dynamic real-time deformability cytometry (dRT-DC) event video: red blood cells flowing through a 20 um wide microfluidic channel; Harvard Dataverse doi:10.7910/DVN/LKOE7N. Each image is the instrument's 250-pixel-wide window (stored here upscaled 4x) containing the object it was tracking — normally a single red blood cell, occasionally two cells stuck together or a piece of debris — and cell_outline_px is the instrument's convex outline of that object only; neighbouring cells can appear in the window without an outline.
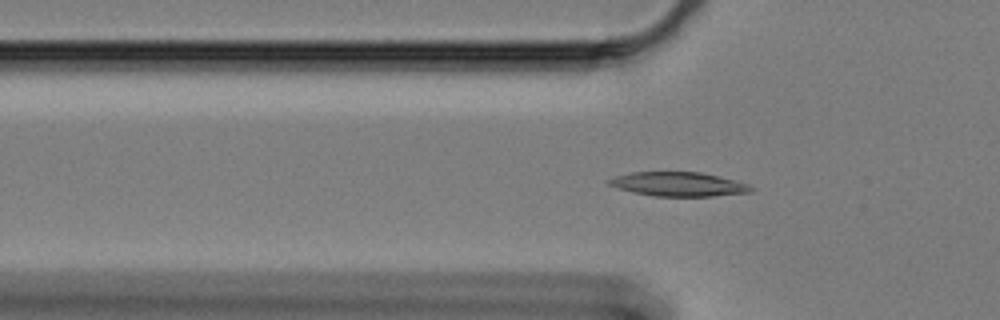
{"species": "Egyptian fruit bat (a non-hibernating species)", "species_latin": "Rousettus aegyptiacus", "temperature_condition": "cold", "stored_images_in_passage": 50, "camera_frame_rate_fps": 3000, "um_per_image_px": 0.085, "animal": {"sex": "female"}, "frame": {"image": 1, "passage_image": 11, "time_ms": 3.333, "image_size_px": [1000, 320], "cell_outline_px": [[756, 188], [752, 192], [712, 196], [652, 196], [632, 192], [616, 188], [608, 184], [604, 180], [616, 176], [632, 172], [700, 172], [748, 184]], "centroid_in_image_um": [57.62, 15.66], "position_along_channel_um": 68.2, "area_um2": 20.0}}
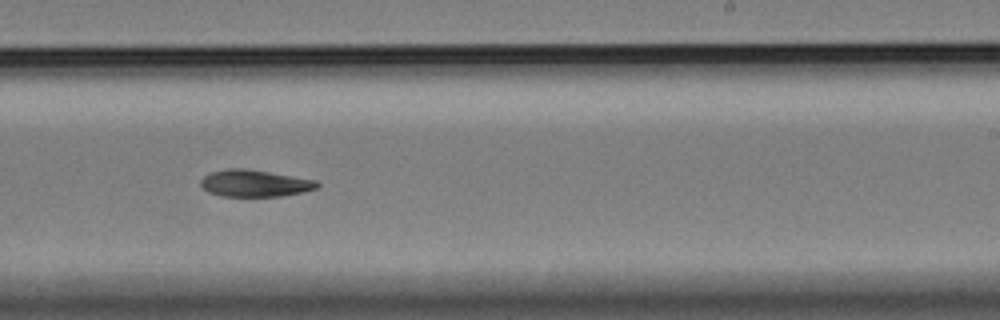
{"frame": {"image": 2, "passage_image": 29, "time_ms": 9.333, "image_size_px": [1000, 320], "cell_outline_px": [[320, 184], [316, 188], [304, 192], [280, 196], [220, 196], [208, 192], [200, 184], [200, 180], [204, 176], [212, 172], [228, 168], [244, 168], [316, 180]], "centroid_in_image_um": [21.63, 15.58], "position_along_channel_um": 267.4, "area_um2": 18.09}}
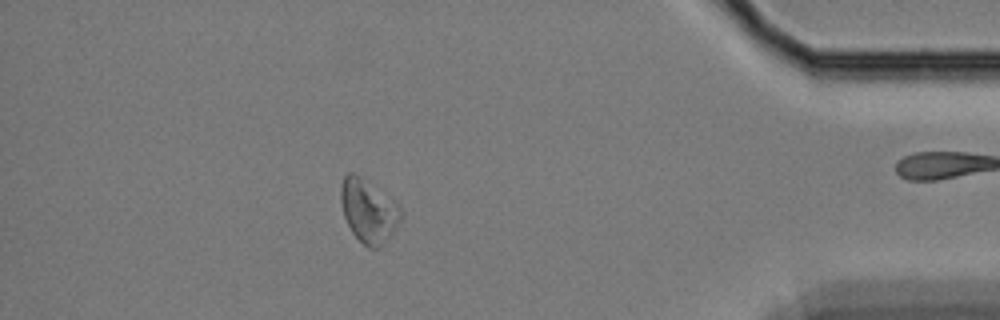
{"frame": {"image": 3, "passage_image": 45, "time_ms": 14.667, "image_size_px": [1000, 320], "cell_outline_px": [[404, 212], [400, 220], [392, 232], [376, 248], [368, 248], [352, 232], [344, 216], [340, 200], [340, 184], [344, 176], [348, 172], [356, 172], [400, 204]], "centroid_in_image_um": [31.31, 17.85], "position_along_channel_um": 403.9, "area_um2": 22.14}, "authors_computed_cell_mechanics": {"area_um2": 19.4497, "velocity_mm_per_s": 3.3175, "shape_relaxation_time_tau1_ms": 8.8752, "shape_relaxation_time_tau2_ms": null, "deformation_change_tau1": 0.1478, "deformation_change_tau2": null}}